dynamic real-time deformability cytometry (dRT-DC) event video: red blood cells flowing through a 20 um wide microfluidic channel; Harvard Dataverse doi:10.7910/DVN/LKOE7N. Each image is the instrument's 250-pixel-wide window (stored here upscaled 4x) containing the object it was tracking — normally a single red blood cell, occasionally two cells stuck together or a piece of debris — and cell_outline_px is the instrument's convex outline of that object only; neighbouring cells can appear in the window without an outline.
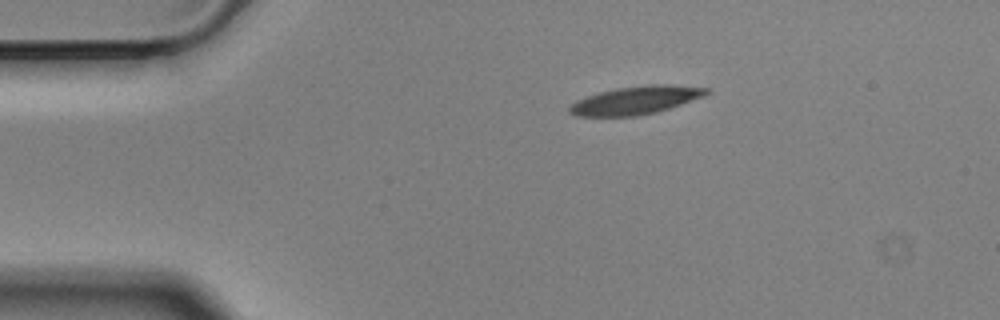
{"species": "Egyptian fruit bat (a non-hibernating species)", "species_latin": "Rousettus aegyptiacus", "temperature_condition": "cold", "stored_images_in_passage": 47, "camera_frame_rate_fps": 3000, "um_per_image_px": 0.085, "animal": {"sex": "male"}, "frame": {"image": 1, "passage_image": 1, "time_ms": 0.0, "image_size_px": [1000, 320], "cell_outline_px": [[708, 92], [704, 96], [656, 112], [636, 116], [576, 116], [568, 112], [568, 108], [576, 100], [600, 92], [616, 88], [652, 84], [668, 84], [708, 88]], "centroid_in_image_um": [54.01, 8.52], "position_along_channel_um": 31.0, "area_um2": 22.14}}
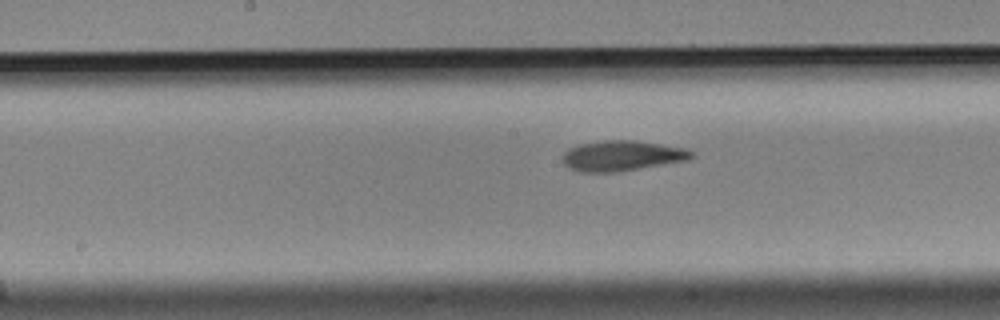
{"frame": {"image": 2, "passage_image": 19, "time_ms": 6.0, "image_size_px": [1000, 320], "cell_outline_px": [[696, 156], [688, 160], [616, 172], [580, 172], [564, 164], [564, 152], [568, 148], [576, 144], [604, 140], [636, 140], [684, 148], [692, 152]], "centroid_in_image_um": [52.86, 13.23], "position_along_channel_um": 195.3, "area_um2": 22.72}}
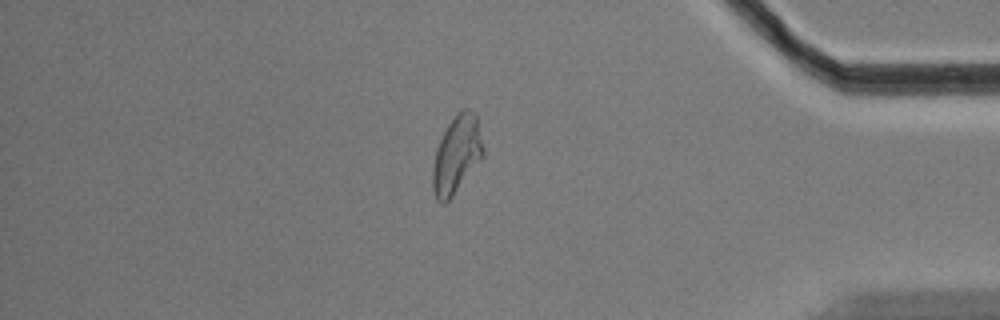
{"frame": {"image": 3, "passage_image": 39, "time_ms": 12.667, "image_size_px": [1000, 320], "cell_outline_px": [[484, 156], [452, 196], [444, 204], [436, 200], [432, 188], [432, 168], [436, 148], [448, 124], [456, 112], [460, 108], [468, 108], [476, 116], [484, 148]], "centroid_in_image_um": [38.8, 13.13], "position_along_channel_um": 396.4, "area_um2": 22.83}, "authors_computed_cell_mechanics": {"area_um2": 22.542, "velocity_mm_per_s": 3.5016, "shape_relaxation_time_tau1_ms": 5.1418, "shape_relaxation_time_tau2_ms": 3.0484, "deformation_change_tau1": 0.1696, "deformation_change_tau2": 0.1127}}